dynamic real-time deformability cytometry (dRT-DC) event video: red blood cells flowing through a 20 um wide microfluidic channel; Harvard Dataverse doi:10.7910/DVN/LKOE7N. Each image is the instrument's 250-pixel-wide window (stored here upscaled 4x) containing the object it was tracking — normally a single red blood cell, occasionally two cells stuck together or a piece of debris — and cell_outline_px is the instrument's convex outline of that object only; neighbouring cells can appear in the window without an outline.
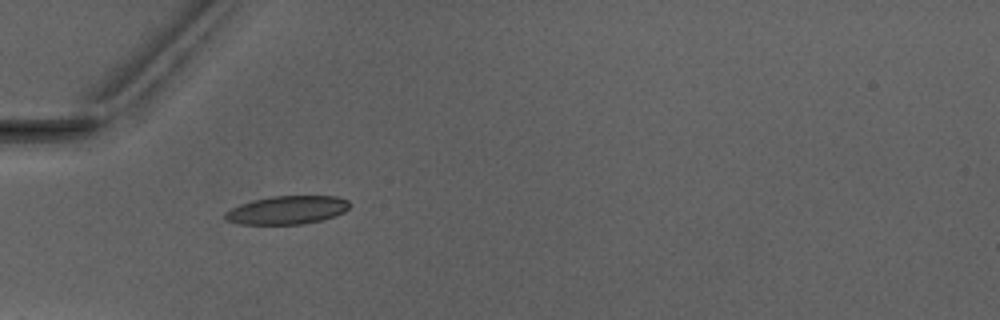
{"species": "Egyptian fruit bat (a non-hibernating species)", "species_latin": "Rousettus aegyptiacus", "temperature_condition": "warm", "stored_images_in_passage": 3, "camera_frame_rate_fps": 3000, "um_per_image_px": 0.085, "animal": {"sex": "male"}, "frame": {"image": 1, "passage_image": 1, "time_ms": 0.0, "image_size_px": [1000, 320], "cell_outline_px": [[348, 208], [344, 212], [336, 216], [324, 220], [304, 224], [240, 224], [224, 220], [224, 212], [240, 204], [272, 196], [336, 196], [348, 200]], "centroid_in_image_um": [24.41, 17.86], "position_along_channel_um": 60.6, "area_um2": 20.58}}
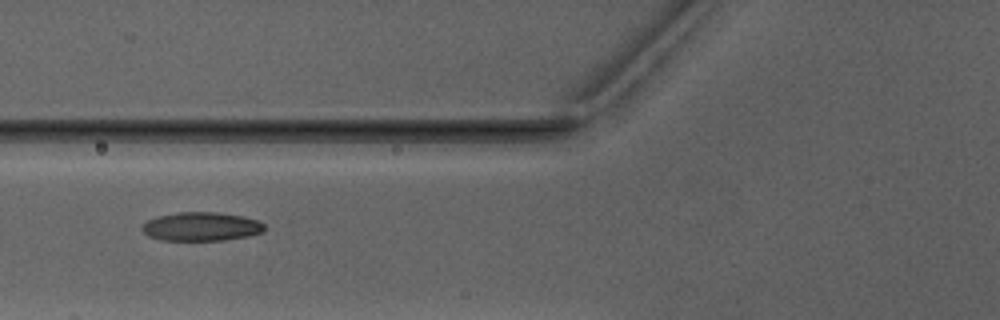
{"frame": {"image": 2, "passage_image": 2, "time_ms": 1.333, "image_size_px": [1000, 320], "cell_outline_px": [[264, 232], [248, 236], [224, 240], [160, 240], [148, 236], [140, 228], [148, 220], [156, 216], [176, 212], [216, 212], [244, 216], [256, 220], [264, 224]], "centroid_in_image_um": [17.09, 19.25], "position_along_channel_um": 108.7, "area_um2": 20.58}}
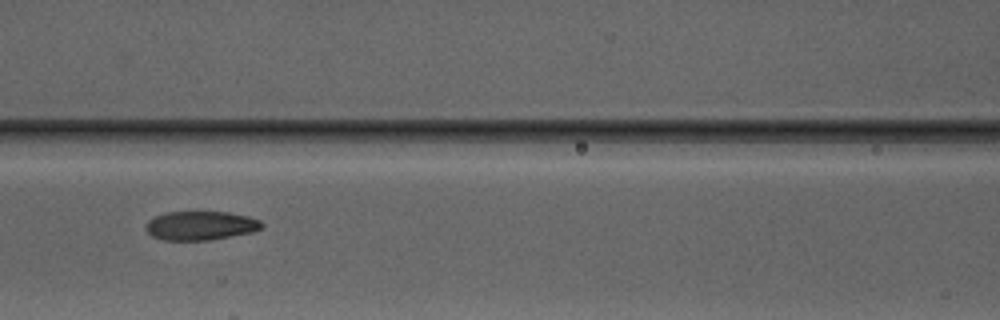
{"frame": {"image": 3, "passage_image": 3, "time_ms": 2.333, "image_size_px": [1000, 320], "cell_outline_px": [[264, 224], [260, 228], [252, 232], [212, 240], [164, 240], [152, 236], [144, 228], [148, 220], [152, 216], [164, 212], [228, 212], [248, 216], [260, 220]], "centroid_in_image_um": [17.02, 19.17], "position_along_channel_um": 149.6, "area_um2": 19.71}}